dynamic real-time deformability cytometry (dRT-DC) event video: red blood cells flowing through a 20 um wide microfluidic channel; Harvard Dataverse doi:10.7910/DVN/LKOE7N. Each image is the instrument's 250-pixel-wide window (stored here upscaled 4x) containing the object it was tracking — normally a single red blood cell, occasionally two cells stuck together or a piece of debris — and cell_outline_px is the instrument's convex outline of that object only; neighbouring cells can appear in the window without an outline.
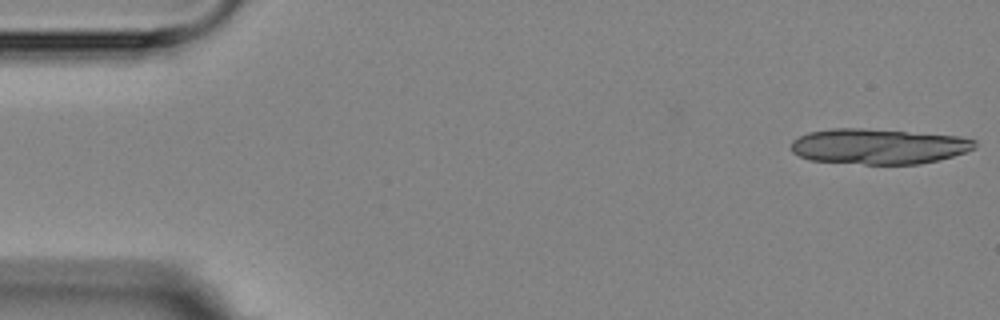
{"species": "Egyptian fruit bat (a non-hibernating species)", "species_latin": "Rousettus aegyptiacus", "temperature_condition": "room temperature", "stored_images_in_passage": 5, "camera_frame_rate_fps": 3000, "um_per_image_px": 0.085, "animal": {"sex": "female"}, "frame": {"image": 1, "passage_image": 1, "time_ms": 0.0, "image_size_px": [1000, 320], "cell_outline_px": [[976, 148], [952, 156], [920, 164], [864, 164], [808, 160], [792, 152], [792, 140], [808, 132], [832, 128], [864, 128], [960, 136], [976, 140]], "centroid_in_image_um": [74.66, 12.43], "position_along_channel_um": 10.3, "area_um2": 37.92}}